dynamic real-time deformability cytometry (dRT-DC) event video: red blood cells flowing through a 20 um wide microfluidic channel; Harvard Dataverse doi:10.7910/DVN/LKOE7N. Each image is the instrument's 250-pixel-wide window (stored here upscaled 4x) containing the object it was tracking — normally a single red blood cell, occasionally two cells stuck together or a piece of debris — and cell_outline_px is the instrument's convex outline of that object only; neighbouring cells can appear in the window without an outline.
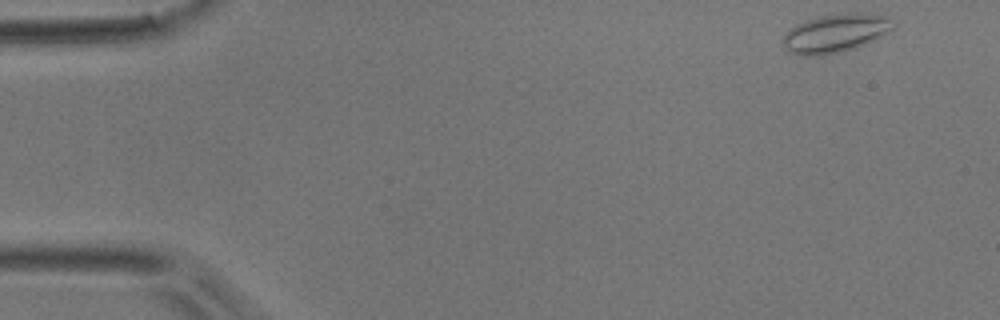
{"species": "common noctule bat (a hibernating species)", "species_latin": "Nyctalus noctula", "temperature_condition": "room temperature", "stored_images_in_passage": 34, "camera_frame_rate_fps": 3000, "um_per_image_px": 0.085, "animal": {"sex": "male", "body_mass_g": 17.9}, "frame": {"image": 1, "passage_image": 1, "time_ms": 0.0, "image_size_px": [1000, 320], "cell_outline_px": [[896, 28], [872, 40], [852, 48], [836, 52], [812, 56], [800, 56], [788, 52], [784, 48], [780, 40], [796, 24], [804, 20], [820, 16], [892, 16], [896, 20]], "centroid_in_image_um": [70.96, 2.87], "position_along_channel_um": 14.0, "area_um2": 23.76}}
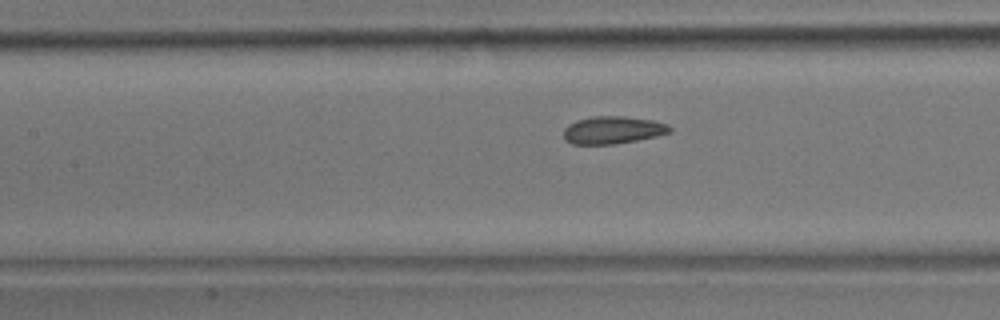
{"frame": {"image": 2, "passage_image": 20, "time_ms": 6.333, "image_size_px": [1000, 320], "cell_outline_px": [[672, 132], [656, 136], [636, 140], [612, 144], [572, 144], [564, 140], [564, 128], [568, 124], [576, 120], [592, 116], [624, 116], [652, 120], [668, 124], [672, 128]], "centroid_in_image_um": [52.07, 11.04], "position_along_channel_um": 155.3, "area_um2": 17.11}}
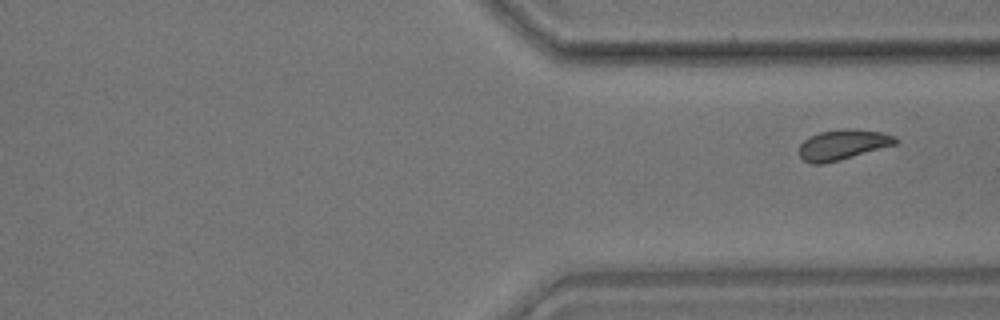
{"frame": {"image": 3, "passage_image": 34, "time_ms": 11.0, "image_size_px": [1000, 320], "cell_outline_px": [[900, 140], [896, 144], [840, 160], [824, 164], [812, 164], [804, 160], [800, 156], [800, 144], [808, 136], [820, 132], [880, 132], [896, 136]], "centroid_in_image_um": [71.61, 12.36], "position_along_channel_um": 339.8, "area_um2": 16.07}}